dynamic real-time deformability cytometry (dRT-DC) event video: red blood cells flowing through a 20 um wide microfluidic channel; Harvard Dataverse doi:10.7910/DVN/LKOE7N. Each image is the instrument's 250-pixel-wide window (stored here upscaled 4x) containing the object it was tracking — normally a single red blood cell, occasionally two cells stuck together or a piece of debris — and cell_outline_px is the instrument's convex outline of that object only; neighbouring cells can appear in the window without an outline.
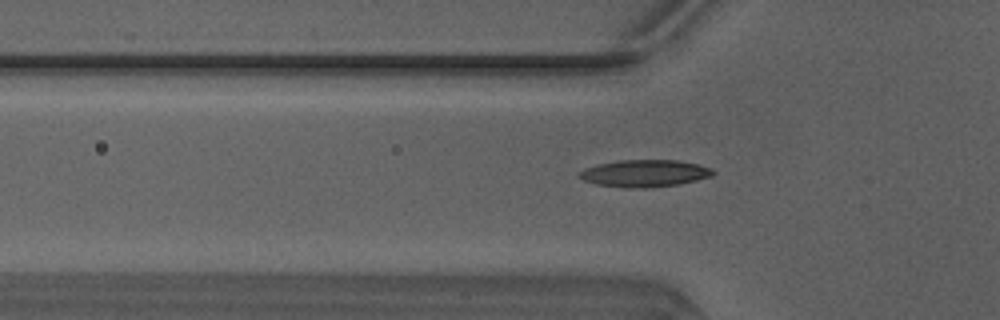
{"species": "Egyptian fruit bat (a non-hibernating species)", "species_latin": "Rousettus aegyptiacus", "temperature_condition": "warm", "stored_images_in_passage": 10, "camera_frame_rate_fps": 3000, "um_per_image_px": 0.085, "animal": {"sex": "male"}, "frame": {"image": 1, "passage_image": 8, "time_ms": 2.333, "image_size_px": [1000, 320], "cell_outline_px": [[716, 172], [712, 176], [696, 180], [676, 184], [648, 188], [628, 188], [596, 184], [584, 180], [580, 176], [580, 172], [584, 168], [596, 164], [620, 160], [680, 160], [700, 164], [712, 168]], "centroid_in_image_um": [54.83, 14.72], "position_along_channel_um": 71.0, "area_um2": 21.15}}